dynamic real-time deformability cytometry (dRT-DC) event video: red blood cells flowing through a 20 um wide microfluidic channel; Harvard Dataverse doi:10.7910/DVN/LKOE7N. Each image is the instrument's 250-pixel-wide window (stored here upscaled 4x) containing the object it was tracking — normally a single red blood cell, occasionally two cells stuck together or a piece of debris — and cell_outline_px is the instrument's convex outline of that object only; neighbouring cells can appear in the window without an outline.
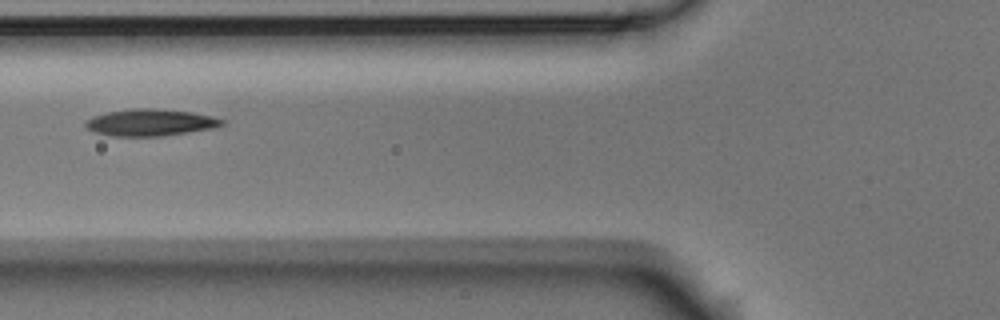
{"species": "Egyptian fruit bat (a non-hibernating species)", "species_latin": "Rousettus aegyptiacus", "temperature_condition": "room temperature", "stored_images_in_passage": 2, "camera_frame_rate_fps": 3000, "um_per_image_px": 0.085, "animal": {"sex": "male"}, "frame": {"image": 1, "passage_image": 2, "time_ms": 0.333, "image_size_px": [1000, 320], "cell_outline_px": [[228, 120], [224, 124], [216, 128], [160, 136], [112, 136], [96, 132], [88, 128], [84, 124], [84, 120], [92, 116], [108, 112], [132, 108], [156, 108], [192, 112], [212, 116]], "centroid_in_image_um": [12.82, 10.4], "position_along_channel_um": 113.0, "area_um2": 21.5}}